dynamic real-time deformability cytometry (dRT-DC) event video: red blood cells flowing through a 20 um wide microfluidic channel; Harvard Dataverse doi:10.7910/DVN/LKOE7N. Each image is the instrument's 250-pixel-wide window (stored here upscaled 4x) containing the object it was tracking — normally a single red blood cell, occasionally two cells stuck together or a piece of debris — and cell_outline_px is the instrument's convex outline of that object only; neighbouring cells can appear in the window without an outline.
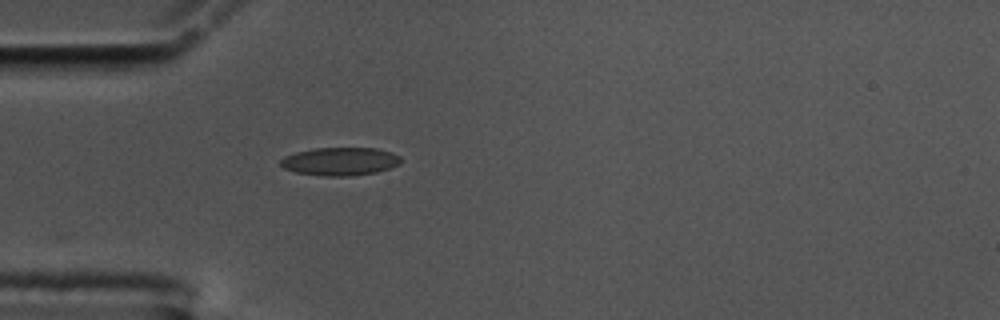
{"species": "common noctule bat (a hibernating species)", "species_latin": "Nyctalus noctula", "temperature_condition": "cold", "stored_images_in_passage": 6, "camera_frame_rate_fps": 3000, "um_per_image_px": 0.085, "animal": {"sex": "male", "body_mass_g": 17.5, "forearm_length_mm": 52.3}, "frame": {"image": 1, "passage_image": 1, "time_ms": 0.0, "image_size_px": [1000, 320], "cell_outline_px": [[400, 164], [376, 172], [348, 176], [328, 176], [296, 172], [284, 168], [280, 164], [280, 160], [284, 156], [296, 152], [316, 148], [376, 148], [392, 152], [400, 156]], "centroid_in_image_um": [28.91, 13.71], "position_along_channel_um": 56.1, "area_um2": 19.54}}
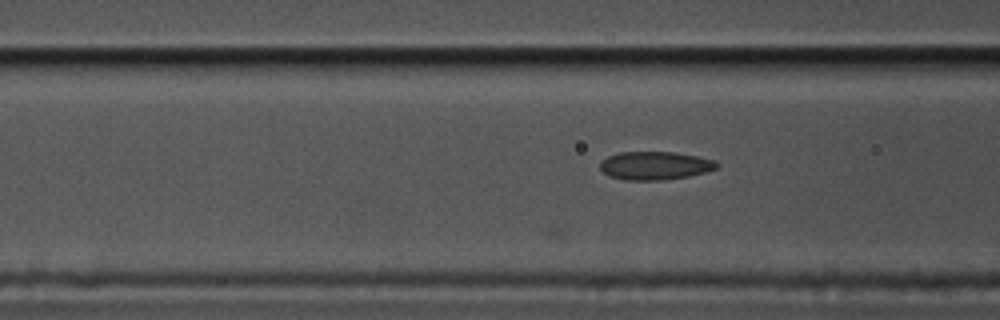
{"frame": {"image": 2, "passage_image": 6, "time_ms": 1.667, "image_size_px": [1000, 320], "cell_outline_px": [[720, 164], [716, 168], [704, 172], [688, 176], [664, 180], [624, 180], [608, 176], [600, 168], [600, 160], [608, 156], [620, 152], [676, 152], [716, 160]], "centroid_in_image_um": [55.66, 14.07], "position_along_channel_um": 110.9, "area_um2": 19.31}}